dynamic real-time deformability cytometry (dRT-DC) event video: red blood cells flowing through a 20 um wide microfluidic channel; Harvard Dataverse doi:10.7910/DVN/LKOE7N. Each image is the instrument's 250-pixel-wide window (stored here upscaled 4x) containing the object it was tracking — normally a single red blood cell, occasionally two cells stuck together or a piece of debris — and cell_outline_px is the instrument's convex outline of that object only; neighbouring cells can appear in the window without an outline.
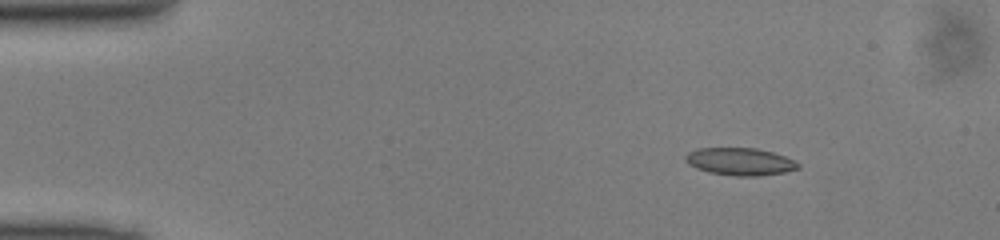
{"species": "common noctule bat (a hibernating species)", "species_latin": "Nyctalus noctula", "temperature_condition": "cold", "stored_images_in_passage": 43, "camera_frame_rate_fps": 3000, "um_per_image_px": 0.085, "animal": {"sex": "male", "body_mass_g": 13.0, "forearm_length_mm": 53.1}, "frame": {"image": 1, "passage_image": 1, "time_ms": 0.0, "image_size_px": [1000, 240], "cell_outline_px": [[800, 168], [784, 172], [760, 176], [736, 176], [708, 172], [696, 168], [688, 164], [684, 160], [684, 156], [688, 152], [696, 148], [756, 148], [772, 152], [796, 160], [800, 164]], "centroid_in_image_um": [62.89, 13.73], "position_along_channel_um": 22.1, "area_um2": 18.21}}
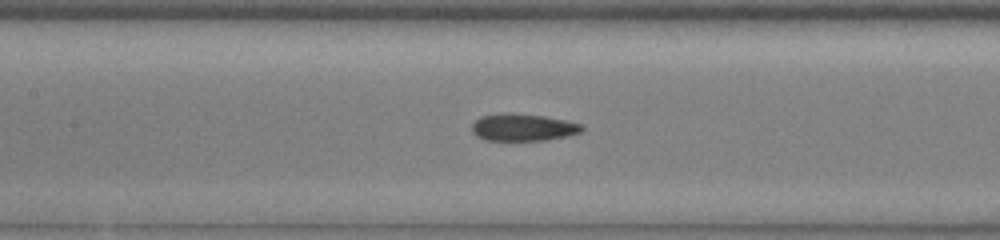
{"frame": {"image": 2, "passage_image": 17, "time_ms": 5.333, "image_size_px": [1000, 240], "cell_outline_px": [[584, 128], [580, 132], [568, 136], [544, 140], [484, 140], [476, 136], [472, 132], [472, 124], [480, 116], [500, 112], [508, 112], [544, 116], [564, 120], [580, 124]], "centroid_in_image_um": [44.4, 10.81], "position_along_channel_um": 163.0, "area_um2": 17.51}}
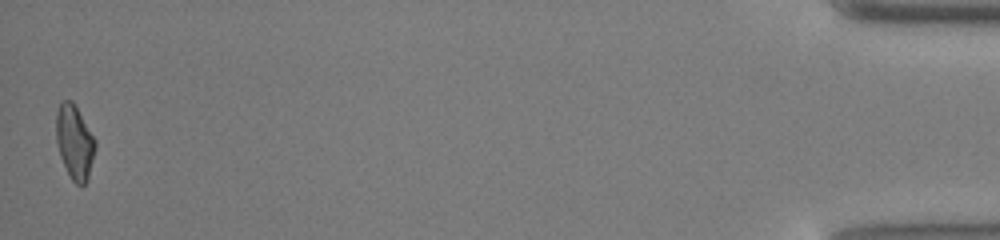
{"frame": {"image": 3, "passage_image": 43, "time_ms": 14.0, "image_size_px": [1000, 240], "cell_outline_px": [[96, 148], [88, 180], [80, 188], [72, 180], [60, 156], [56, 140], [56, 112], [60, 104], [64, 100], [72, 100], [96, 140]], "centroid_in_image_um": [6.35, 12.1], "position_along_channel_um": 428.8, "area_um2": 16.94}}